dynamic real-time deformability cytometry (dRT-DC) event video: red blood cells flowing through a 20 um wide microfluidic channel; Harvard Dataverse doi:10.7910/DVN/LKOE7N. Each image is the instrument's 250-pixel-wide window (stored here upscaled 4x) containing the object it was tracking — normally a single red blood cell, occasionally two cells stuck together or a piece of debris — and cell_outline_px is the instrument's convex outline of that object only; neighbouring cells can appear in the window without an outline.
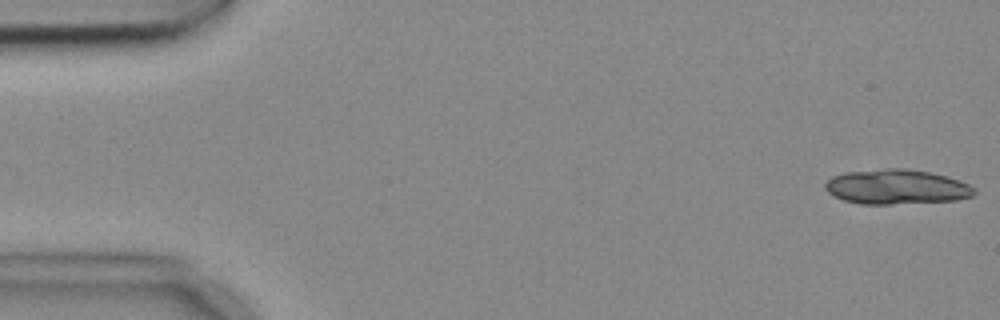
{"species": "common noctule bat (a hibernating species)", "species_latin": "Nyctalus noctula", "temperature_condition": "cold", "stored_images_in_passage": 4, "camera_frame_rate_fps": 3000, "um_per_image_px": 0.085, "animal": {"sex": "female", "body_mass_g": 18.4}, "frame": {"image": 1, "passage_image": 1, "time_ms": 0.0, "image_size_px": [1000, 320], "cell_outline_px": [[976, 192], [972, 196], [956, 200], [892, 204], [860, 204], [844, 200], [828, 192], [824, 188], [824, 184], [832, 176], [848, 172], [884, 168], [904, 168], [928, 172], [960, 180], [968, 184]], "centroid_in_image_um": [76.18, 15.88], "position_along_channel_um": 8.8, "area_um2": 30.0}}